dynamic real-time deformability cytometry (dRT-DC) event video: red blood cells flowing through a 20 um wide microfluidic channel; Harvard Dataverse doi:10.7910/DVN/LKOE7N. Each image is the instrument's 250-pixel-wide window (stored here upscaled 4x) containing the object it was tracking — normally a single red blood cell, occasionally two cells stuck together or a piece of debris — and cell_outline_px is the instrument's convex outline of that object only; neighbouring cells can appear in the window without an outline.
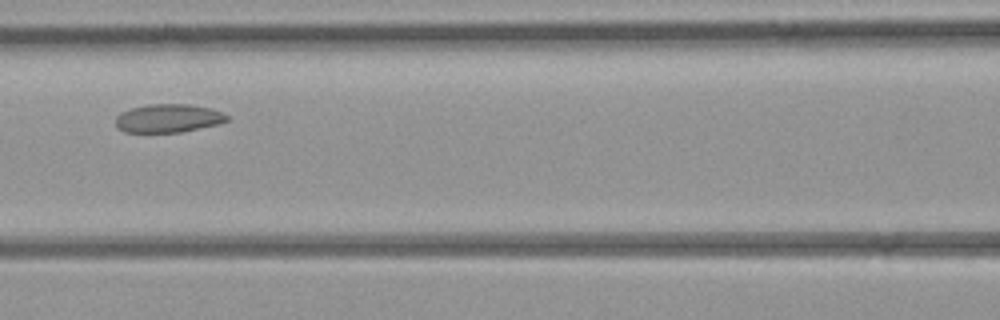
{"species": "common noctule bat (a hibernating species)", "species_latin": "Nyctalus noctula", "temperature_condition": "room temperature", "stored_images_in_passage": 4, "camera_frame_rate_fps": 3000, "um_per_image_px": 0.085, "animal": {"sex": "female", "body_mass_g": 21.9}, "frame": {"image": 1, "passage_image": 3, "time_ms": 2.333, "image_size_px": [1000, 320], "cell_outline_px": [[228, 120], [216, 124], [180, 132], [124, 132], [116, 128], [116, 116], [120, 112], [132, 108], [148, 104], [192, 104], [224, 112], [228, 116]], "centroid_in_image_um": [14.27, 10.04], "position_along_channel_um": 152.3, "area_um2": 18.38}}
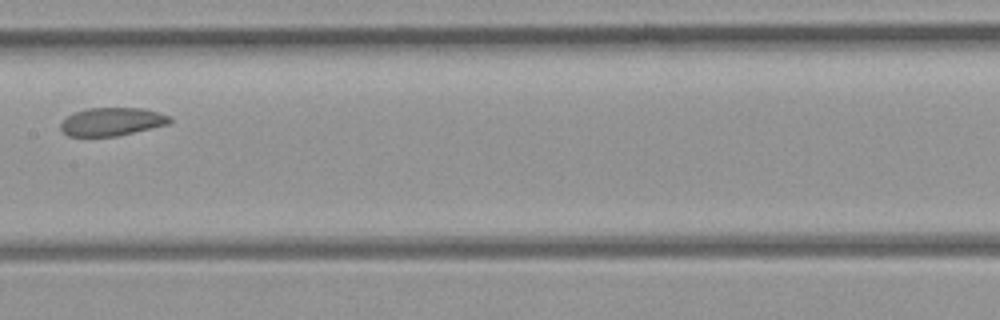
{"frame": {"image": 2, "passage_image": 4, "time_ms": 3.333, "image_size_px": [1000, 320], "cell_outline_px": [[172, 120], [168, 124], [116, 136], [68, 136], [60, 128], [60, 124], [68, 116], [76, 112], [88, 108], [144, 108], [172, 116]], "centroid_in_image_um": [9.54, 10.33], "position_along_channel_um": 197.9, "area_um2": 17.74}}